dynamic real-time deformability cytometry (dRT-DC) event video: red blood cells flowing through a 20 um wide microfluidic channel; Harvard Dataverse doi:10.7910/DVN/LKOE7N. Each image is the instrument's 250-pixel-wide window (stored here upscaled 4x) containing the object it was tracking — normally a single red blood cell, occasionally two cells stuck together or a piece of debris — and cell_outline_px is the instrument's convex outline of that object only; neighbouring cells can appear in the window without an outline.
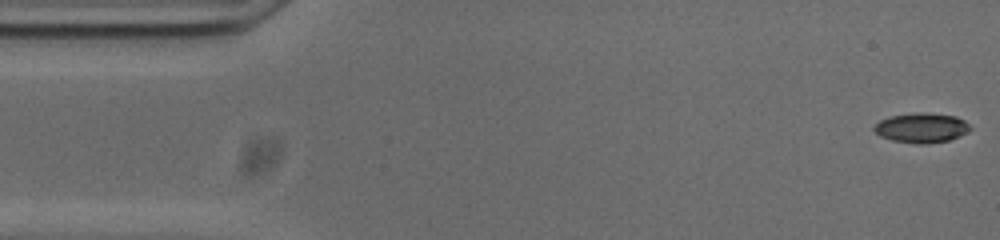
{"species": "common noctule bat (a hibernating species)", "species_latin": "Nyctalus noctula", "temperature_condition": "cold", "stored_images_in_passage": 47, "camera_frame_rate_fps": 3000, "um_per_image_px": 0.085, "animal": {"sex": "male", "body_mass_g": 20.0, "forearm_length_mm": 53.3}, "frame": {"image": 1, "passage_image": 1, "time_ms": 0.0, "image_size_px": [1000, 240], "cell_outline_px": [[972, 128], [968, 132], [960, 136], [948, 140], [928, 144], [916, 144], [892, 140], [880, 136], [872, 128], [880, 120], [888, 116], [916, 112], [928, 112], [956, 116], [964, 120]], "centroid_in_image_um": [78.33, 10.85], "position_along_channel_um": 6.7, "area_um2": 16.88}}
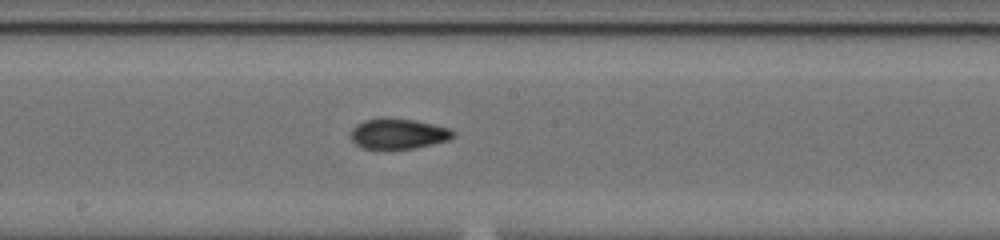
{"frame": {"image": 2, "passage_image": 27, "time_ms": 8.667, "image_size_px": [1000, 240], "cell_outline_px": [[456, 132], [448, 140], [412, 148], [364, 148], [356, 144], [352, 140], [352, 128], [356, 124], [364, 120], [412, 120], [432, 124], [448, 128]], "centroid_in_image_um": [33.85, 11.39], "position_along_channel_um": 214.3, "area_um2": 17.17}}
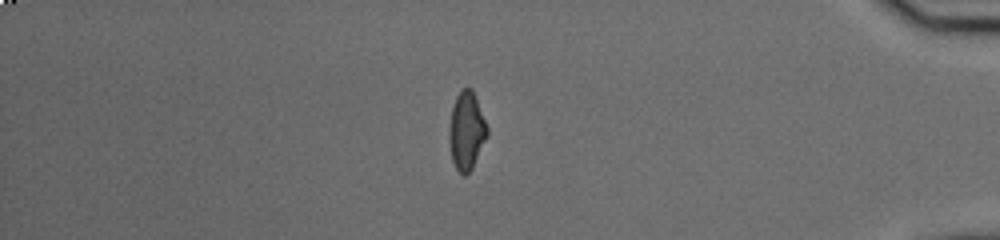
{"frame": {"image": 3, "passage_image": 45, "time_ms": 14.667, "image_size_px": [1000, 240], "cell_outline_px": [[488, 136], [472, 168], [464, 176], [456, 168], [452, 160], [448, 140], [448, 128], [452, 108], [456, 96], [464, 88], [472, 88], [488, 128]], "centroid_in_image_um": [39.64, 11.13], "position_along_channel_um": 395.6, "area_um2": 17.28}, "authors_computed_cell_mechanics": {"area_um2": 17.34, "velocity_mm_per_s": 3.7444, "shape_relaxation_time_tau1_ms": null, "shape_relaxation_time_tau2_ms": 3.2718, "deformation_change_tau1": null, "deformation_change_tau2": 0.0869}}